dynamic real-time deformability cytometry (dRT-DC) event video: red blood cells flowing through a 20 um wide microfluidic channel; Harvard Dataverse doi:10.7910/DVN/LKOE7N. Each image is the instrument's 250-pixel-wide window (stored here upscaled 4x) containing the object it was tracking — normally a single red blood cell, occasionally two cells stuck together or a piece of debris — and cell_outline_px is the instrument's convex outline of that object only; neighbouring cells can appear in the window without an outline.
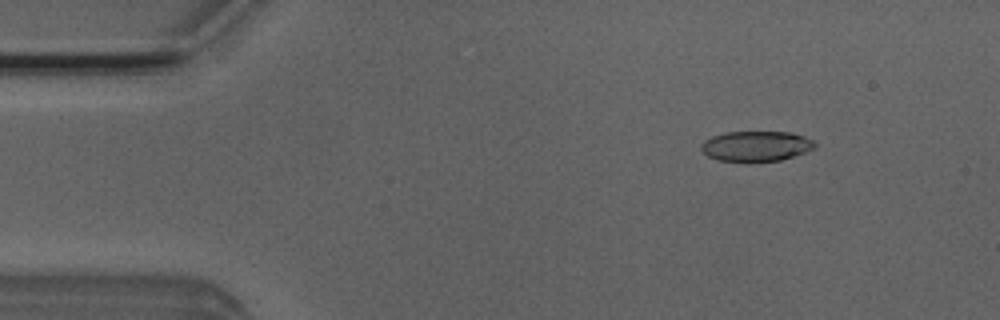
{"species": "Egyptian fruit bat (a non-hibernating species)", "species_latin": "Rousettus aegyptiacus", "temperature_condition": "room temperature", "stored_images_in_passage": 30, "camera_frame_rate_fps": 3000, "um_per_image_px": 0.085, "animal": {"sex": "male"}, "frame": {"image": 1, "passage_image": 6, "time_ms": 1.667, "image_size_px": [1000, 320], "cell_outline_px": [[816, 148], [808, 152], [780, 160], [716, 160], [708, 156], [700, 148], [700, 144], [704, 140], [712, 136], [724, 132], [792, 132], [804, 136], [812, 140], [816, 144]], "centroid_in_image_um": [64.29, 12.4], "position_along_channel_um": 20.7, "area_um2": 19.88}}
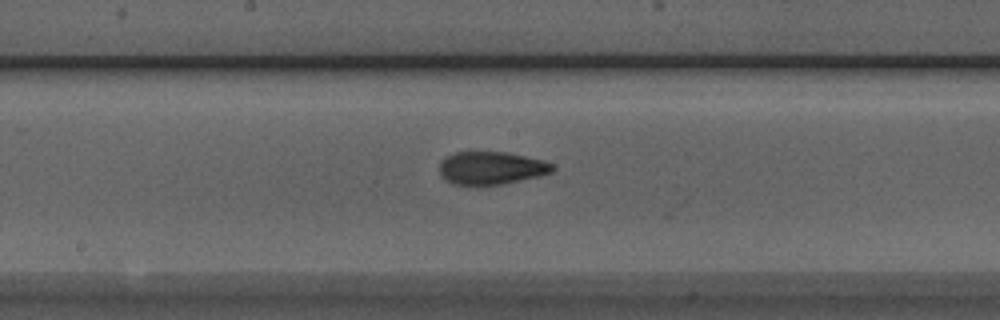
{"frame": {"image": 2, "passage_image": 26, "time_ms": 8.333, "image_size_px": [1000, 320], "cell_outline_px": [[556, 168], [552, 172], [540, 176], [504, 184], [452, 184], [444, 180], [440, 176], [440, 160], [444, 156], [456, 152], [508, 152], [544, 160], [552, 164]], "centroid_in_image_um": [41.75, 14.27], "position_along_channel_um": 206.4, "area_um2": 21.85}}
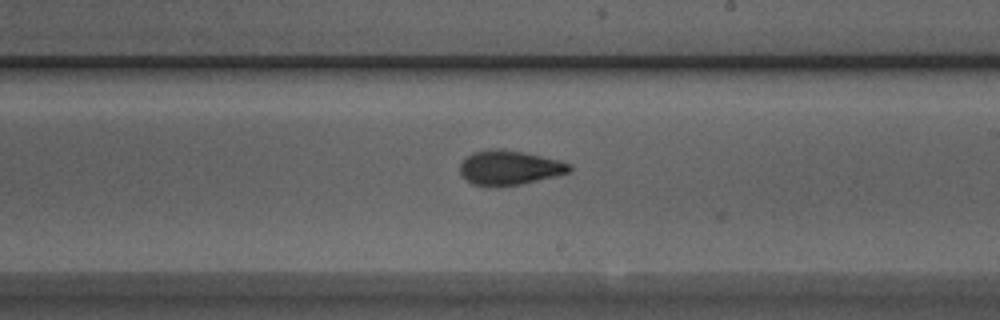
{"frame": {"image": 3, "passage_image": 29, "time_ms": 9.333, "image_size_px": [1000, 320], "cell_outline_px": [[572, 168], [568, 172], [556, 176], [520, 184], [496, 188], [488, 188], [472, 184], [460, 172], [460, 164], [472, 152], [488, 148], [500, 148], [524, 152], [560, 160], [572, 164]], "centroid_in_image_um": [43.29, 14.26], "position_along_channel_um": 245.7, "area_um2": 22.37}}